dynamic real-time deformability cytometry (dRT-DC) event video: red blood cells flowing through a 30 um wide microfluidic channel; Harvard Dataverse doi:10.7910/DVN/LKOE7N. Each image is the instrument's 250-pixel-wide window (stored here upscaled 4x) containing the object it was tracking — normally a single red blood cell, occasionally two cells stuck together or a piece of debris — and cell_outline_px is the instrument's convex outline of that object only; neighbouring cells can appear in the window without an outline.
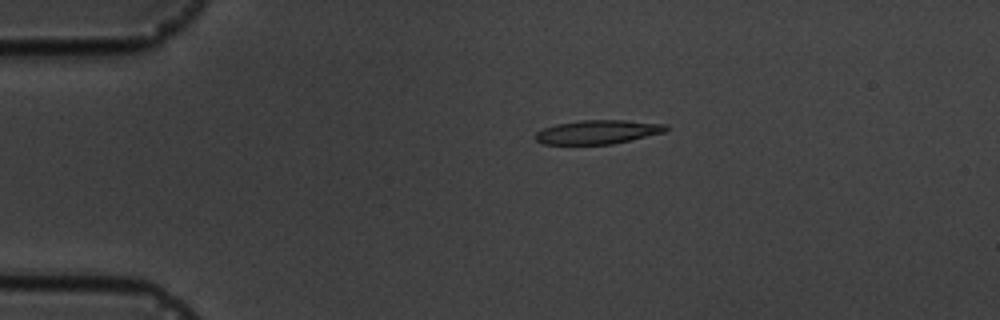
{"species": "common noctule bat (a hibernating species)", "species_latin": "Nyctalus noctula", "temperature_condition": "cold", "stored_images_in_passage": 3, "camera_frame_rate_fps": 3000, "um_per_image_px": 0.085, "animal": {"sex": "male", "body_mass_g": 19.5, "forearm_length_mm": 54.6}, "frame": {"image": 1, "passage_image": 1, "time_ms": 0.0, "image_size_px": [1000, 320], "cell_outline_px": [[668, 128], [664, 132], [612, 144], [544, 144], [536, 140], [536, 132], [544, 128], [556, 124], [580, 120], [624, 120], [668, 124]], "centroid_in_image_um": [50.81, 11.21], "position_along_channel_um": 34.2, "area_um2": 18.03}}
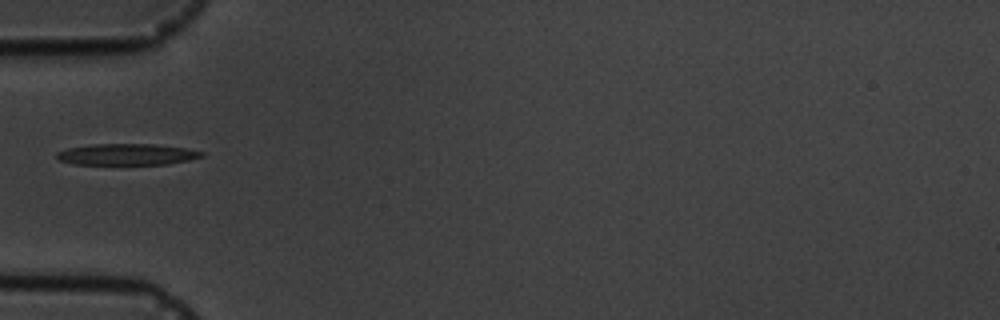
{"frame": {"image": 2, "passage_image": 3, "time_ms": 2.333, "image_size_px": [1000, 320], "cell_outline_px": [[204, 156], [188, 160], [168, 164], [72, 164], [60, 160], [56, 156], [56, 152], [68, 148], [92, 144], [152, 144], [184, 148], [204, 152]], "centroid_in_image_um": [10.77, 13.12], "position_along_channel_um": 74.2, "area_um2": 17.86}}